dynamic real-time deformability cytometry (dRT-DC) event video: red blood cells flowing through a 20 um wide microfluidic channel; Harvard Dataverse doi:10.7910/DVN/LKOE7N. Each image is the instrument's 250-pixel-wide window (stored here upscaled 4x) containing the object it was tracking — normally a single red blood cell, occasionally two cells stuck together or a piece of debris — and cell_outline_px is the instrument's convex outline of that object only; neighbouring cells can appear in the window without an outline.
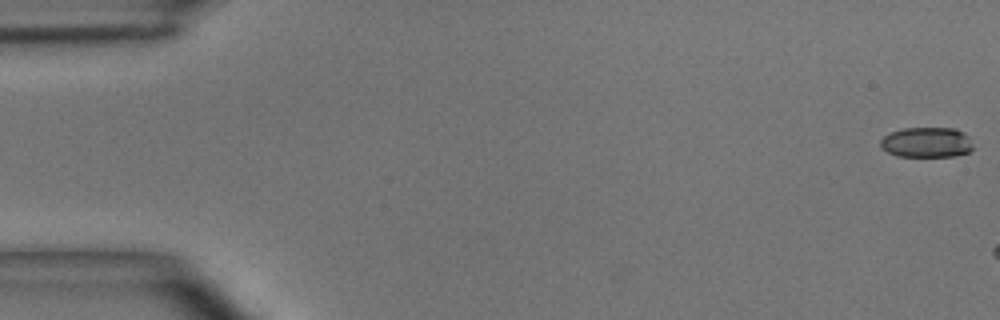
{"species": "common noctule bat (a hibernating species)", "species_latin": "Nyctalus noctula", "temperature_condition": "room temperature", "stored_images_in_passage": 7, "camera_frame_rate_fps": 3000, "um_per_image_px": 0.085, "animal": {"sex": "male", "body_mass_g": 15.6}, "frame": {"image": 1, "passage_image": 1, "time_ms": 0.0, "image_size_px": [1000, 320], "cell_outline_px": [[972, 148], [968, 152], [956, 156], [896, 156], [880, 148], [880, 140], [884, 136], [892, 132], [904, 128], [956, 128], [964, 132], [968, 136]], "centroid_in_image_um": [78.75, 12.1], "position_along_channel_um": 6.3, "area_um2": 16.3}}